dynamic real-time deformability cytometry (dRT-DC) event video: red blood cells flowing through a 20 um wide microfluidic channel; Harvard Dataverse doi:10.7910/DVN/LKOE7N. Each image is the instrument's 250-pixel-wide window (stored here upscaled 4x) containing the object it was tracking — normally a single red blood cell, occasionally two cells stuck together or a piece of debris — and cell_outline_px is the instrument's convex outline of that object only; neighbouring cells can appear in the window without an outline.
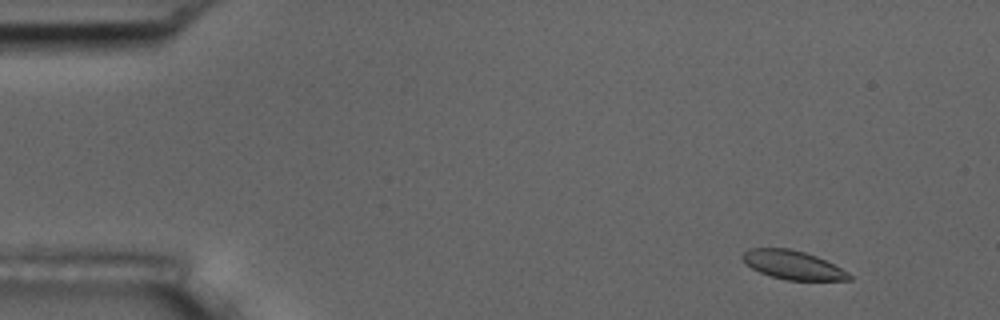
{"species": "common noctule bat (a hibernating species)", "species_latin": "Nyctalus noctula", "temperature_condition": "room temperature", "stored_images_in_passage": 5, "camera_frame_rate_fps": 3000, "um_per_image_px": 0.085, "animal": {"sex": "male", "body_mass_g": 17.5, "forearm_length_mm": 52.3}, "frame": {"image": 1, "passage_image": 2, "time_ms": 1.0, "image_size_px": [1000, 320], "cell_outline_px": [[852, 280], [788, 280], [772, 276], [760, 272], [752, 268], [740, 256], [748, 248], [788, 248], [804, 252], [816, 256], [848, 272], [852, 276]], "centroid_in_image_um": [67.38, 22.52], "position_along_channel_um": 17.6, "area_um2": 17.57}}
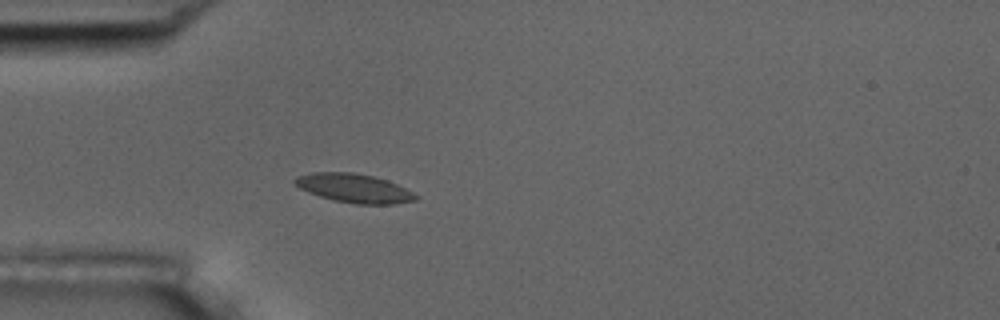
{"frame": {"image": 2, "passage_image": 5, "time_ms": 4.667, "image_size_px": [1000, 320], "cell_outline_px": [[420, 196], [416, 200], [392, 204], [356, 204], [332, 200], [308, 192], [292, 184], [292, 180], [296, 176], [312, 172], [352, 172], [372, 176], [388, 180]], "centroid_in_image_um": [30.05, 15.99], "position_along_channel_um": 54.9, "area_um2": 20.4}}